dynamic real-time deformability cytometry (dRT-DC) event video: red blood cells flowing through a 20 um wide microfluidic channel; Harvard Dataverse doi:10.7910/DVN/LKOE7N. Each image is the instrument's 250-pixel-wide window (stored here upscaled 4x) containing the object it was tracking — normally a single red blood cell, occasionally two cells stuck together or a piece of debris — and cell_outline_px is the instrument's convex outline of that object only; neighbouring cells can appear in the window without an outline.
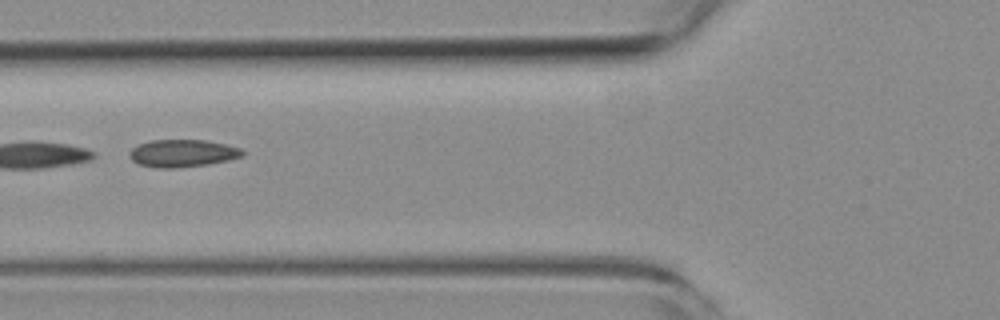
{"species": "common noctule bat (a hibernating species)", "species_latin": "Nyctalus noctula", "temperature_condition": "room temperature", "stored_images_in_passage": 5, "camera_frame_rate_fps": 3000, "um_per_image_px": 0.085, "animal": {"sex": "female", "body_mass_g": 19.3, "forearm_length_mm": 54.1}, "frame": {"image": 1, "passage_image": 2, "time_ms": 1.333, "image_size_px": [1000, 320], "cell_outline_px": [[244, 152], [240, 156], [228, 160], [208, 164], [172, 168], [156, 168], [140, 164], [132, 160], [128, 156], [128, 152], [132, 148], [140, 144], [152, 140], [204, 140], [224, 144], [240, 148]], "centroid_in_image_um": [15.47, 13.03], "position_along_channel_um": 110.3, "area_um2": 17.86}}
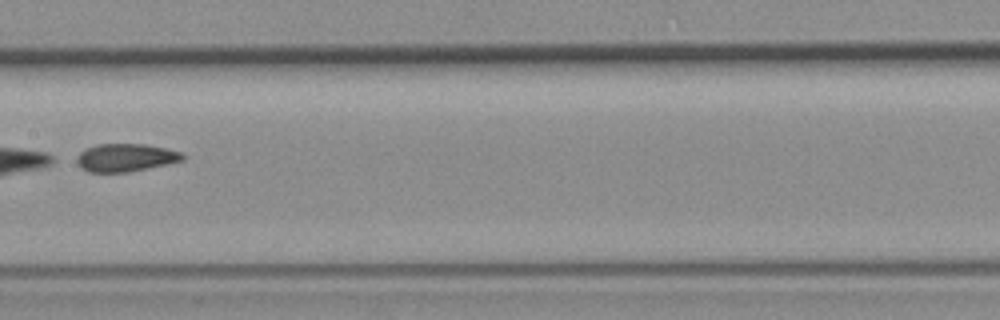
{"frame": {"image": 2, "passage_image": 4, "time_ms": 3.667, "image_size_px": [1000, 320], "cell_outline_px": [[184, 160], [128, 172], [88, 172], [80, 168], [72, 160], [84, 148], [96, 144], [144, 144], [184, 152]], "centroid_in_image_um": [10.59, 13.39], "position_along_channel_um": 196.8, "area_um2": 17.46}}
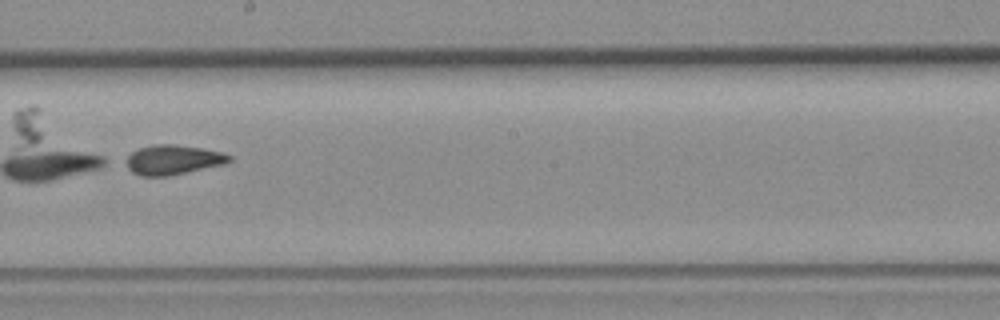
{"frame": {"image": 3, "passage_image": 5, "time_ms": 4.667, "image_size_px": [1000, 320], "cell_outline_px": [[232, 160], [224, 164], [168, 176], [140, 176], [132, 172], [120, 160], [132, 152], [140, 148], [156, 144], [176, 144], [204, 148], [224, 152], [232, 156]], "centroid_in_image_um": [14.67, 13.57], "position_along_channel_um": 233.5, "area_um2": 18.21}}